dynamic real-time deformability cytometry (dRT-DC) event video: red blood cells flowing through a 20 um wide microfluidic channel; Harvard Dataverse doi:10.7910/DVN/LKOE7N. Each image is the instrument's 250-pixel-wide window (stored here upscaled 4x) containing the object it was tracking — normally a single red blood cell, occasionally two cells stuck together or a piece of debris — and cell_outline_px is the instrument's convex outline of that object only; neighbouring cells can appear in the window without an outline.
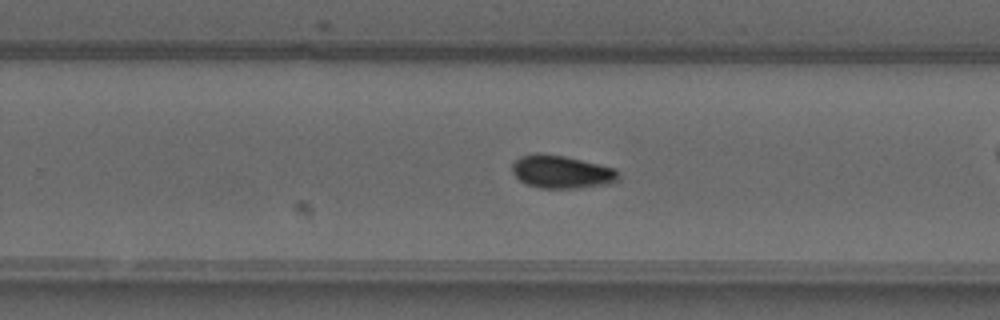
{"species": "common noctule bat (a hibernating species)", "species_latin": "Nyctalus noctula", "temperature_condition": "warm", "stored_images_in_passage": 33, "camera_frame_rate_fps": 3000, "um_per_image_px": 0.085, "animal": {"sex": "male", "forearm_length_mm": 52.5}, "frame": {"image": 1, "passage_image": 15, "time_ms": 4.667, "image_size_px": [1000, 320], "cell_outline_px": [[620, 180], [604, 184], [580, 188], [540, 188], [528, 184], [520, 180], [512, 172], [512, 164], [520, 156], [536, 152], [540, 152], [564, 156], [616, 168], [620, 172]], "centroid_in_image_um": [47.75, 14.59], "position_along_channel_um": 282.1, "area_um2": 20.52}}
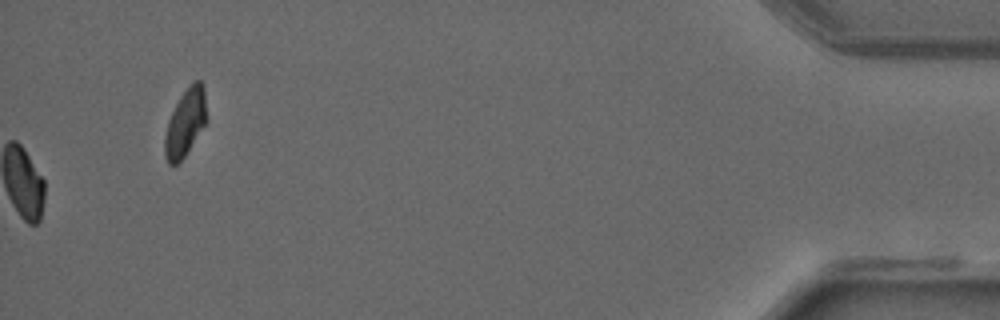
{"frame": {"image": 2, "passage_image": 33, "time_ms": 10.667, "image_size_px": [1000, 320], "cell_outline_px": [[208, 120], [184, 156], [176, 164], [168, 164], [164, 156], [164, 136], [168, 120], [180, 96], [192, 80], [200, 80], [204, 84]], "centroid_in_image_um": [15.77, 10.38], "position_along_channel_um": 419.4, "area_um2": 16.65}}